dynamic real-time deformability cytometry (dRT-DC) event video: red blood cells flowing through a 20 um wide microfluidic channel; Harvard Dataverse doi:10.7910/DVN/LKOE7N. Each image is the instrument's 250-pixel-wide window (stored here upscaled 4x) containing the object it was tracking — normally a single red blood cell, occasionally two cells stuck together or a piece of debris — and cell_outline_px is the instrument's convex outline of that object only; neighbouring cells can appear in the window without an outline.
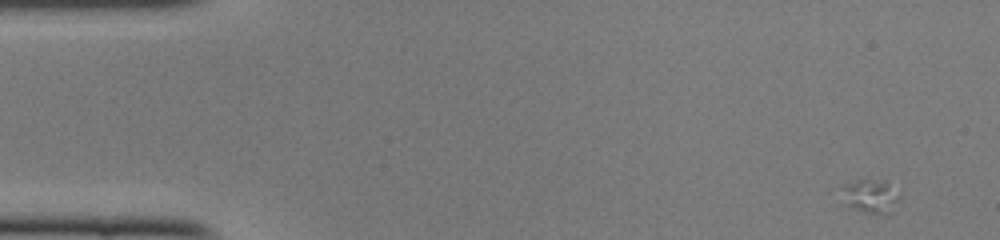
{"species": "common noctule bat (a hibernating species)", "species_latin": "Nyctalus noctula", "temperature_condition": "cold", "stored_images_in_passage": 11, "camera_frame_rate_fps": 3000, "um_per_image_px": 0.085, "animal": {"sex": "female", "body_mass_g": 22.0, "forearm_length_mm": 56.7}, "frame": {"image": 1, "passage_image": 1, "time_ms": 0.0, "image_size_px": [1000, 240], "cell_outline_px": [[900, 200], [892, 212], [864, 212], [848, 204], [840, 184], [856, 180], [888, 180], [900, 196]], "centroid_in_image_um": [74.06, 16.62], "position_along_channel_um": 10.9, "area_um2": 11.1}}